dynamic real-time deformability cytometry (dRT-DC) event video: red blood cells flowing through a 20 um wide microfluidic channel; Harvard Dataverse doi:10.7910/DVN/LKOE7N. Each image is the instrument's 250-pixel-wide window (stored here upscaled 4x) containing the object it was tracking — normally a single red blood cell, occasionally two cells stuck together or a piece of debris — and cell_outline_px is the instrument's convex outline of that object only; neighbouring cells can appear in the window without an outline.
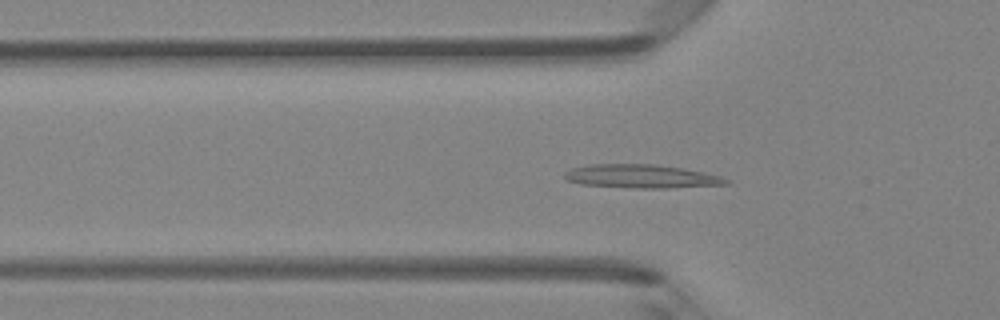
{"species": "Egyptian fruit bat (a non-hibernating species)", "species_latin": "Rousettus aegyptiacus", "temperature_condition": "room temperature", "stored_images_in_passage": 45, "camera_frame_rate_fps": 3000, "um_per_image_px": 0.085, "animal": {"sex": "female"}, "frame": {"image": 1, "passage_image": 13, "time_ms": 4.0, "image_size_px": [1000, 320], "cell_outline_px": [[732, 184], [668, 188], [636, 188], [580, 184], [568, 180], [564, 176], [564, 172], [572, 168], [592, 164], [656, 164], [680, 168], [720, 176], [732, 180]], "centroid_in_image_um": [54.55, 14.99], "position_along_channel_um": 71.3, "area_um2": 22.08}}
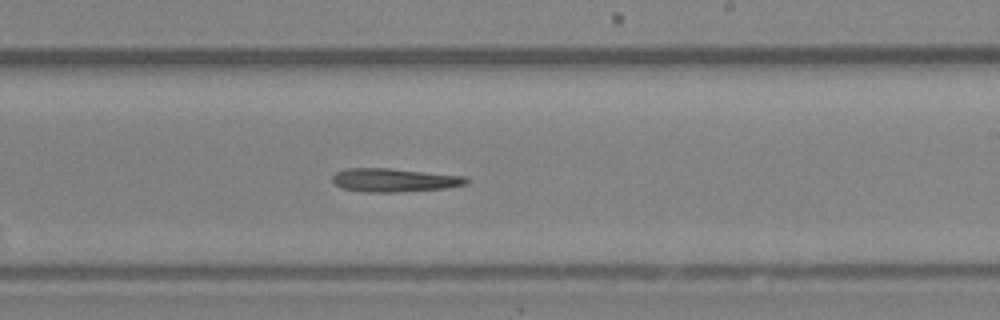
{"frame": {"image": 2, "passage_image": 26, "time_ms": 8.333, "image_size_px": [1000, 320], "cell_outline_px": [[472, 180], [464, 184], [444, 188], [396, 192], [368, 192], [344, 188], [336, 184], [332, 180], [332, 176], [336, 172], [344, 168], [392, 168], [468, 176]], "centroid_in_image_um": [33.55, 15.29], "position_along_channel_um": 255.4, "area_um2": 18.38}}
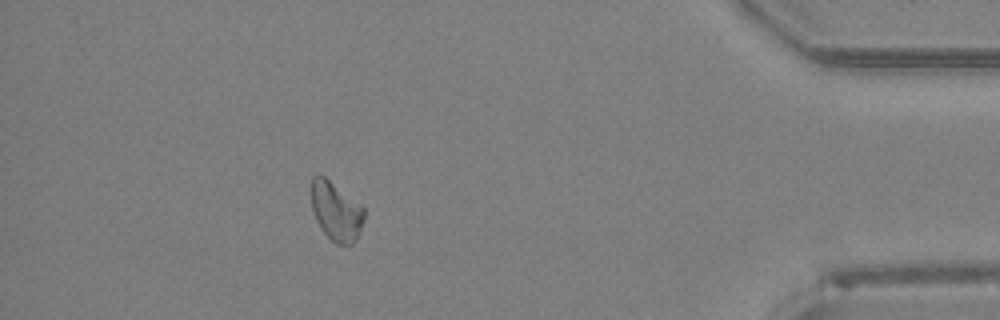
{"frame": {"image": 3, "passage_image": 40, "time_ms": 13.0, "image_size_px": [1000, 320], "cell_outline_px": [[364, 220], [360, 232], [356, 240], [352, 244], [336, 244], [320, 228], [316, 220], [312, 208], [312, 176], [320, 172], [364, 204]], "centroid_in_image_um": [28.6, 17.9], "position_along_channel_um": 406.6, "area_um2": 18.67}}